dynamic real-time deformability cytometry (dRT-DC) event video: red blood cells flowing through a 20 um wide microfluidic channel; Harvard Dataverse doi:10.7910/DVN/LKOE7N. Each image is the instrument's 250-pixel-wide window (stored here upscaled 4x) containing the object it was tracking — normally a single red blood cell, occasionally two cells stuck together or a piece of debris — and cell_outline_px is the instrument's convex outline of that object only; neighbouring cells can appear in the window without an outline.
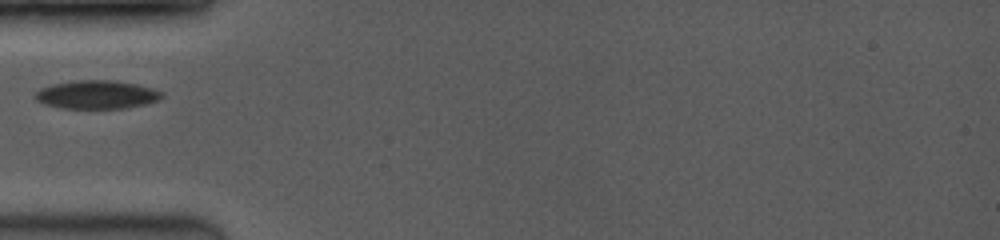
{"species": "common noctule bat (a hibernating species)", "species_latin": "Nyctalus noctula", "temperature_condition": "room temperature", "stored_images_in_passage": 19, "camera_frame_rate_fps": 3500, "um_per_image_px": 0.085, "animal": {"sex": "female", "body_mass_g": 19.0, "forearm_length_mm": 53.3}, "frame": {"image": 1, "passage_image": 1, "time_ms": 0.0, "image_size_px": [1000, 240], "cell_outline_px": [[164, 96], [156, 100], [144, 104], [124, 108], [60, 108], [44, 104], [36, 100], [36, 92], [40, 88], [52, 84], [72, 80], [116, 80], [136, 84], [152, 88], [164, 92]], "centroid_in_image_um": [8.21, 8.03], "position_along_channel_um": 76.8, "area_um2": 20.98}}
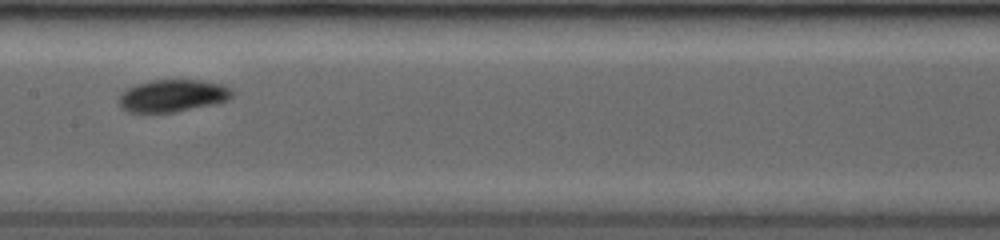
{"frame": {"image": 2, "passage_image": 10, "time_ms": 2.857, "image_size_px": [1000, 240], "cell_outline_px": [[232, 96], [224, 100], [212, 104], [172, 112], [128, 112], [120, 108], [120, 92], [136, 84], [152, 80], [204, 80], [224, 84], [232, 92]], "centroid_in_image_um": [14.63, 8.12], "position_along_channel_um": 192.8, "area_um2": 21.04}}
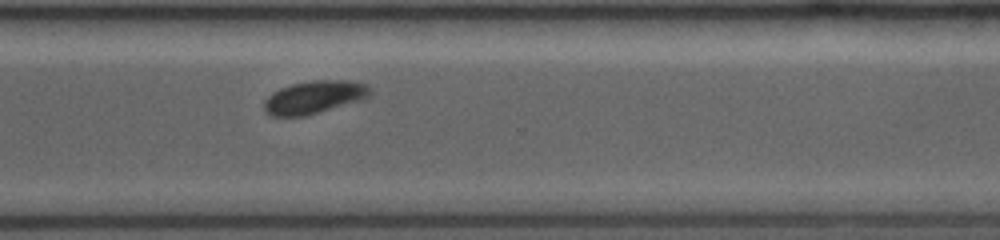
{"frame": {"image": 3, "passage_image": 19, "time_ms": 6.571, "image_size_px": [1000, 240], "cell_outline_px": [[372, 92], [364, 100], [304, 116], [272, 116], [264, 112], [264, 100], [272, 92], [280, 88], [292, 84], [312, 80], [348, 80], [364, 84], [372, 88]], "centroid_in_image_um": [26.72, 8.26], "position_along_channel_um": 343.9, "area_um2": 20.46}}